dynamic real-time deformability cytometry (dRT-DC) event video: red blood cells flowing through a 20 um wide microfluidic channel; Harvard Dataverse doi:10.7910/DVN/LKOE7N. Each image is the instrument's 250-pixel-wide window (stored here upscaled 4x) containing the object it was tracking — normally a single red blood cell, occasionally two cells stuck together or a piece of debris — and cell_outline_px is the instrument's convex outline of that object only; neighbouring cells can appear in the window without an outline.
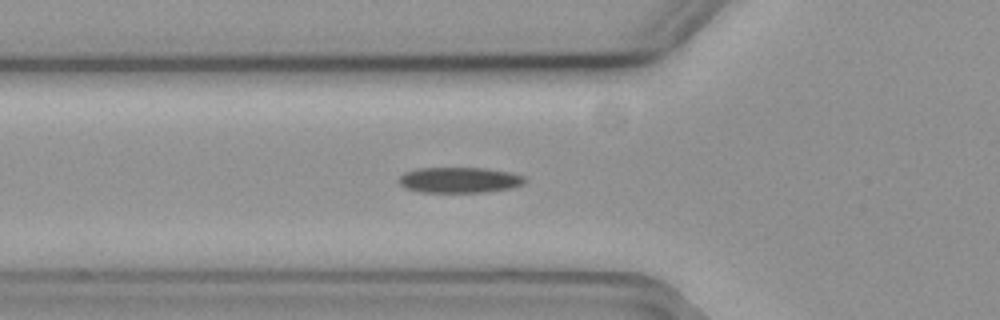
{"species": "common noctule bat (a hibernating species)", "species_latin": "Nyctalus noctula", "temperature_condition": "cold", "stored_images_in_passage": 33, "camera_frame_rate_fps": 3000, "um_per_image_px": 0.085, "animal": {"sex": "female", "body_mass_g": 19.3, "forearm_length_mm": 54.1}, "frame": {"image": 1, "passage_image": 2, "time_ms": 0.333, "image_size_px": [1000, 320], "cell_outline_px": [[528, 180], [524, 184], [508, 188], [484, 192], [420, 192], [404, 188], [396, 180], [404, 172], [416, 168], [484, 168], [512, 172], [524, 176]], "centroid_in_image_um": [39.03, 15.29], "position_along_channel_um": 86.8, "area_um2": 19.02}}
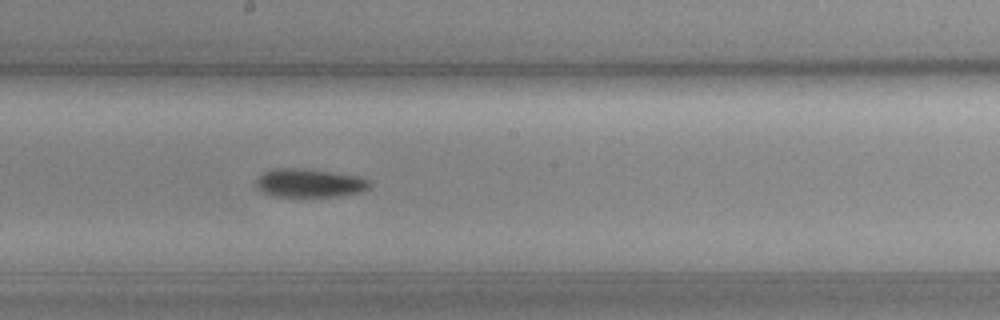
{"frame": {"image": 2, "passage_image": 13, "time_ms": 4.0, "image_size_px": [1000, 320], "cell_outline_px": [[372, 184], [368, 188], [360, 192], [340, 196], [272, 196], [256, 188], [256, 180], [264, 172], [272, 168], [308, 168], [356, 176], [372, 180]], "centroid_in_image_um": [26.31, 15.54], "position_along_channel_um": 221.9, "area_um2": 18.96}}
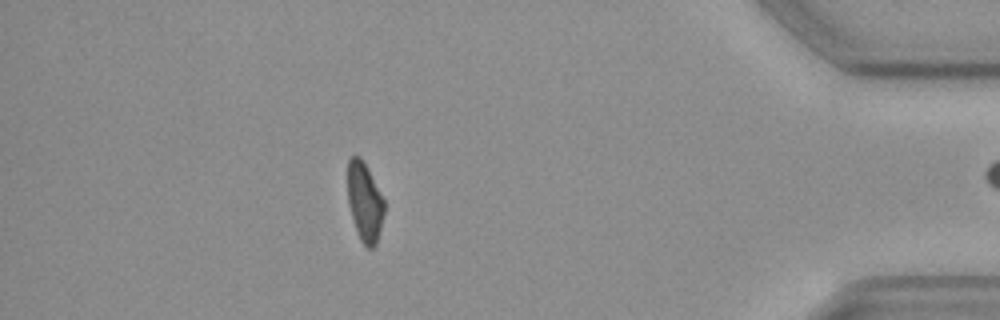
{"frame": {"image": 3, "passage_image": 32, "time_ms": 10.333, "image_size_px": [1000, 320], "cell_outline_px": [[384, 212], [376, 244], [372, 248], [368, 248], [360, 240], [356, 232], [348, 204], [348, 160], [352, 156], [360, 156], [368, 168], [384, 200]], "centroid_in_image_um": [30.98, 17.16], "position_along_channel_um": 404.2, "area_um2": 16.76}}